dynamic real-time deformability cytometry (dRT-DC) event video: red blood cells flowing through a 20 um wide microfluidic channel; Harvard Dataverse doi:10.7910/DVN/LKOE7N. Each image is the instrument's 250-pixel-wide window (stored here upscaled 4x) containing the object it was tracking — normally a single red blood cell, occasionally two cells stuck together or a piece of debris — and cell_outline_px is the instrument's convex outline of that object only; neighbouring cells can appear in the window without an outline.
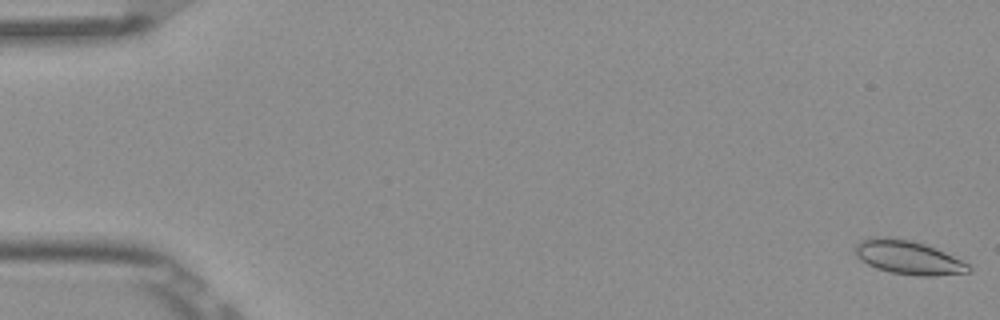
{"species": "Egyptian fruit bat (a non-hibernating species)", "species_latin": "Rousettus aegyptiacus", "temperature_condition": "room temperature", "stored_images_in_passage": 7, "camera_frame_rate_fps": 3000, "um_per_image_px": 0.085, "frame": {"image": 1, "passage_image": 1, "time_ms": 0.0, "image_size_px": [1000, 320], "cell_outline_px": [[972, 268], [968, 272], [936, 276], [916, 276], [892, 272], [876, 268], [860, 260], [856, 256], [856, 244], [860, 240], [872, 236], [888, 236], [912, 240], [924, 244], [944, 252], [968, 264]], "centroid_in_image_um": [77.16, 21.87], "position_along_channel_um": 7.8, "area_um2": 22.31}}
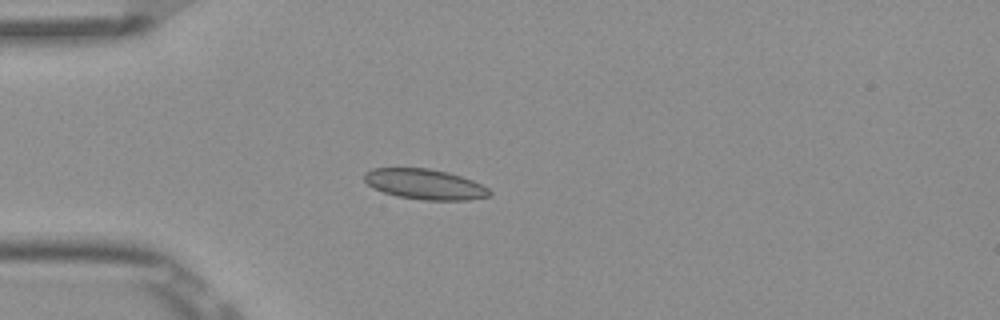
{"frame": {"image": 2, "passage_image": 5, "time_ms": 1.333, "image_size_px": [1000, 320], "cell_outline_px": [[492, 196], [468, 200], [424, 200], [396, 196], [372, 188], [364, 180], [364, 172], [372, 168], [428, 168], [448, 172], [472, 180], [488, 188], [492, 192]], "centroid_in_image_um": [36.11, 15.66], "position_along_channel_um": 48.9, "area_um2": 22.25}}
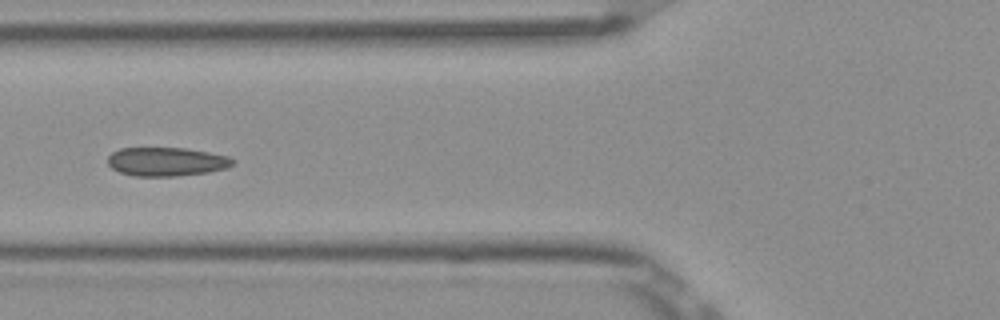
{"frame": {"image": 3, "passage_image": 7, "time_ms": 2.0, "image_size_px": [1000, 320], "cell_outline_px": [[236, 160], [232, 164], [224, 168], [208, 172], [176, 176], [136, 176], [120, 172], [112, 168], [108, 164], [108, 156], [112, 152], [120, 148], [184, 148], [208, 152], [228, 156]], "centroid_in_image_um": [14.13, 13.74], "position_along_channel_um": 111.7, "area_um2": 20.81}}